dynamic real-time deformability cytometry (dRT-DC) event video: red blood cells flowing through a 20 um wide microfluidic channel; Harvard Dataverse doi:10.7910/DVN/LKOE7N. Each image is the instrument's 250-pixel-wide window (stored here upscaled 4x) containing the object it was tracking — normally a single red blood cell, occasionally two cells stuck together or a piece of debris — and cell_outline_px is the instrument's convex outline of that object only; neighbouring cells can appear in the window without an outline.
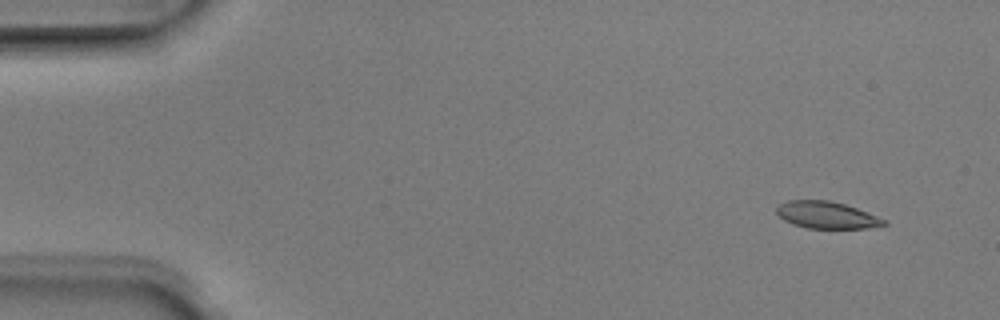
{"species": "Egyptian fruit bat (a non-hibernating species)", "species_latin": "Rousettus aegyptiacus", "temperature_condition": "room temperature", "stored_images_in_passage": 4, "camera_frame_rate_fps": 3000, "um_per_image_px": 0.085, "animal": {"sex": "male"}, "frame": {"image": 1, "passage_image": 1, "time_ms": 0.0, "image_size_px": [1000, 320], "cell_outline_px": [[888, 224], [868, 228], [808, 228], [792, 224], [784, 220], [776, 212], [776, 208], [780, 204], [788, 200], [828, 200], [844, 204], [856, 208], [888, 220]], "centroid_in_image_um": [70.28, 18.28], "position_along_channel_um": 14.7, "area_um2": 16.82}}
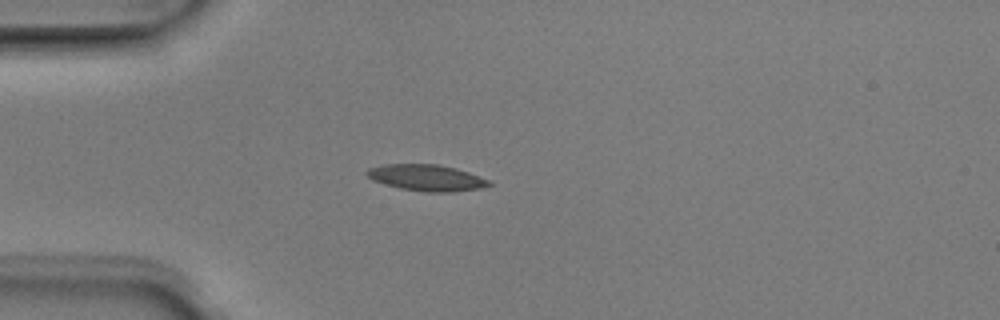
{"frame": {"image": 2, "passage_image": 4, "time_ms": 1.0, "image_size_px": [1000, 320], "cell_outline_px": [[492, 184], [480, 188], [456, 192], [424, 192], [400, 188], [384, 184], [372, 180], [364, 172], [368, 168], [384, 164], [440, 164], [456, 168], [492, 180]], "centroid_in_image_um": [36.27, 15.11], "position_along_channel_um": 48.7, "area_um2": 18.96}}